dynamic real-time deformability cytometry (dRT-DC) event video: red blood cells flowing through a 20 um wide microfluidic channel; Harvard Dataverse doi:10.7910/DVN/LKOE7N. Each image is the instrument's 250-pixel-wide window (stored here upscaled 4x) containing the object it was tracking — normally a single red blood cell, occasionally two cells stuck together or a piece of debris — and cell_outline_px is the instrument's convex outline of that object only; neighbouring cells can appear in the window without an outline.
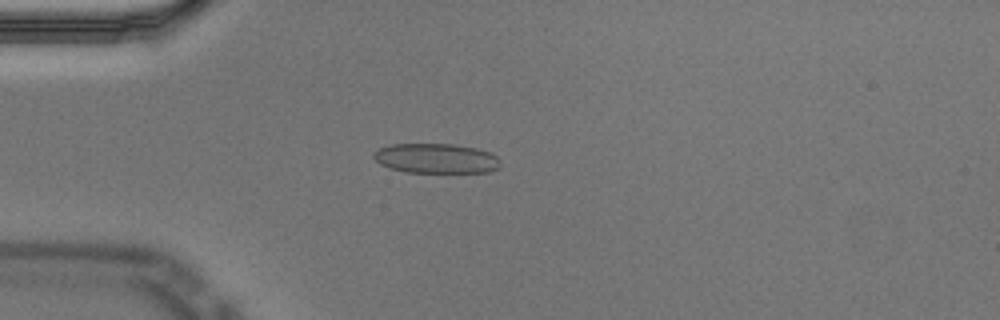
{"species": "Egyptian fruit bat (a non-hibernating species)", "species_latin": "Rousettus aegyptiacus", "temperature_condition": "cold", "stored_images_in_passage": 56, "camera_frame_rate_fps": 3000, "um_per_image_px": 0.085, "animal": {"sex": "male"}, "frame": {"image": 1, "passage_image": 15, "time_ms": 4.667, "image_size_px": [1000, 320], "cell_outline_px": [[500, 168], [488, 172], [404, 172], [388, 168], [380, 164], [372, 156], [372, 152], [376, 148], [392, 144], [452, 144], [476, 148], [492, 152], [500, 160]], "centroid_in_image_um": [37.05, 13.46], "position_along_channel_um": 48.0, "area_um2": 22.31}}
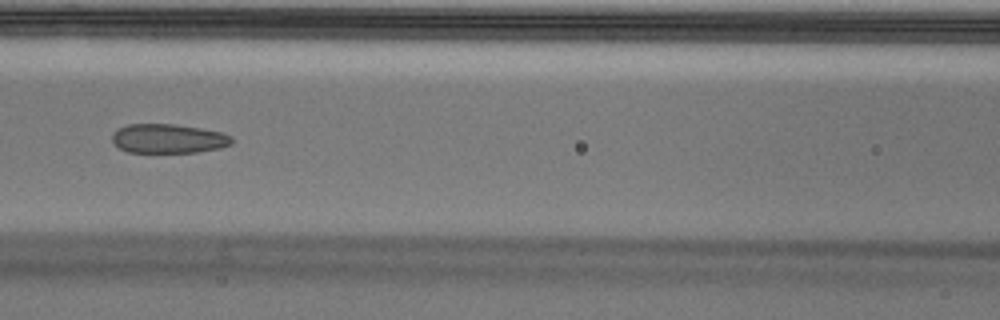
{"frame": {"image": 2, "passage_image": 25, "time_ms": 8.0, "image_size_px": [1000, 320], "cell_outline_px": [[232, 144], [220, 148], [196, 152], [128, 152], [112, 144], [112, 132], [128, 124], [176, 124], [200, 128], [220, 132], [232, 136]], "centroid_in_image_um": [14.29, 11.78], "position_along_channel_um": 152.3, "area_um2": 20.4}}
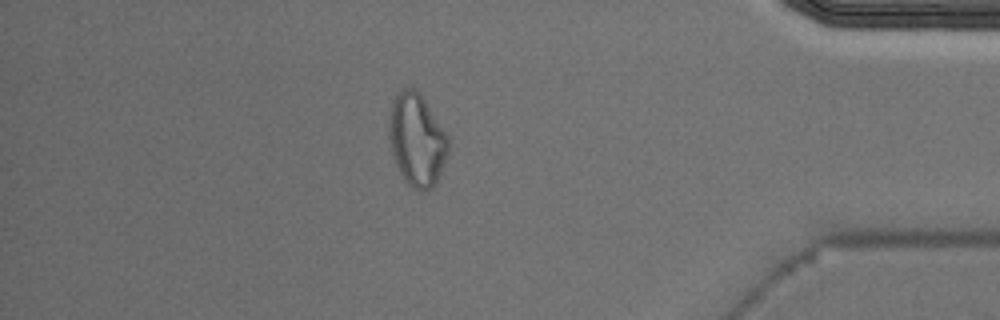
{"frame": {"image": 3, "passage_image": 49, "time_ms": 16.0, "image_size_px": [1000, 320], "cell_outline_px": [[448, 152], [444, 164], [432, 188], [424, 192], [420, 192], [412, 188], [404, 180], [396, 164], [392, 152], [388, 136], [388, 132], [392, 104], [396, 92], [400, 88], [412, 88], [420, 92], [448, 136]], "centroid_in_image_um": [35.42, 11.89], "position_along_channel_um": 399.8, "area_um2": 31.91}, "authors_computed_cell_mechanics": {"area_um2": 22.6287, "velocity_mm_per_s": 3.5275, "shape_relaxation_time_tau1_ms": null, "shape_relaxation_time_tau2_ms": 2.5079, "deformation_change_tau1": null, "deformation_change_tau2": 0.0873}}